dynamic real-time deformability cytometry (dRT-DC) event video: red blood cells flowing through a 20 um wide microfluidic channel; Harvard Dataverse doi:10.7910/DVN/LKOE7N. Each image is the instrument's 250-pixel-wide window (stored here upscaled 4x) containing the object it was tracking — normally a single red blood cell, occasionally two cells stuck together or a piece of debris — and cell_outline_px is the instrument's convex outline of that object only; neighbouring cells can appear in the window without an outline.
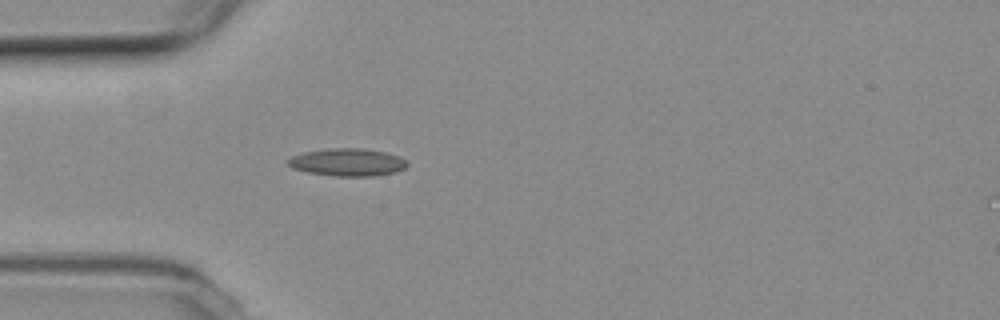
{"species": "common noctule bat (a hibernating species)", "species_latin": "Nyctalus noctula", "temperature_condition": "room temperature", "stored_images_in_passage": 44, "camera_frame_rate_fps": 3000, "um_per_image_px": 0.085, "animal": {"sex": "female", "body_mass_g": 19.3, "forearm_length_mm": 54.1}, "frame": {"image": 1, "passage_image": 7, "time_ms": 2.0, "image_size_px": [1000, 320], "cell_outline_px": [[408, 164], [404, 168], [396, 172], [376, 176], [332, 176], [308, 172], [292, 168], [284, 160], [292, 156], [304, 152], [328, 148], [360, 148], [384, 152], [400, 156]], "centroid_in_image_um": [29.51, 13.79], "position_along_channel_um": 55.5, "area_um2": 19.25}}
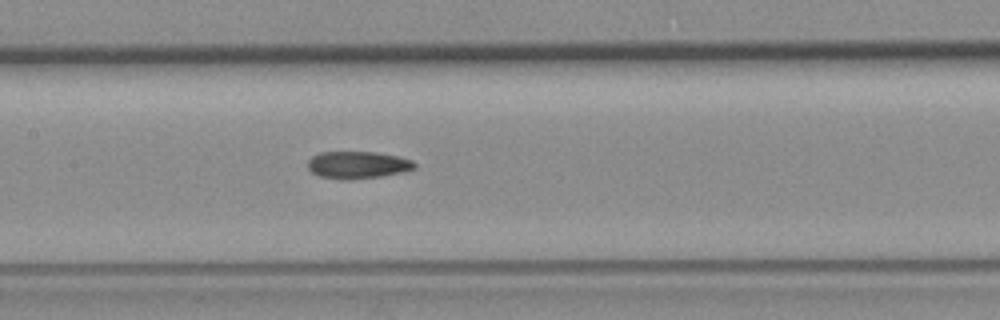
{"frame": {"image": 2, "passage_image": 17, "time_ms": 5.333, "image_size_px": [1000, 320], "cell_outline_px": [[416, 168], [404, 172], [380, 176], [352, 180], [340, 180], [320, 176], [312, 172], [308, 168], [308, 160], [312, 156], [320, 152], [376, 152], [396, 156], [412, 160], [416, 164]], "centroid_in_image_um": [30.4, 14.02], "position_along_channel_um": 177.0, "area_um2": 17.05}}
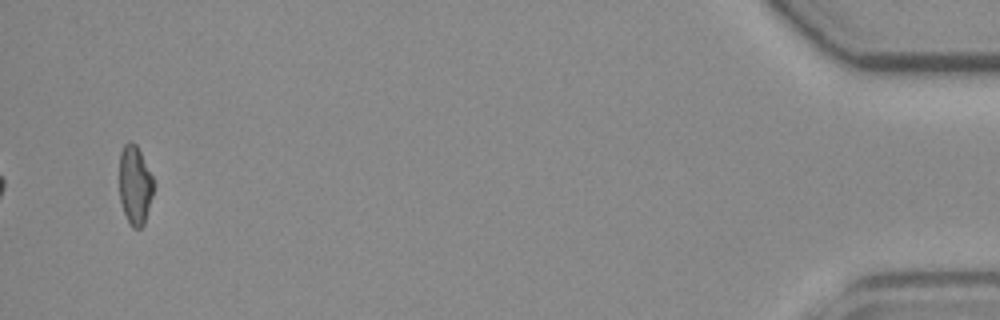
{"frame": {"image": 3, "passage_image": 44, "time_ms": 14.333, "image_size_px": [1000, 320], "cell_outline_px": [[156, 184], [144, 224], [140, 228], [132, 228], [124, 212], [120, 200], [120, 152], [124, 144], [136, 144]], "centroid_in_image_um": [11.49, 15.77], "position_along_channel_um": 423.7, "area_um2": 15.61}, "authors_computed_cell_mechanics": {"area_um2": 16.8198, "velocity_mm_per_s": 3.7578, "shape_relaxation_time_tau1_ms": null, "shape_relaxation_time_tau2_ms": 4.4153, "deformation_change_tau1": null, "deformation_change_tau2": 0.1363}}